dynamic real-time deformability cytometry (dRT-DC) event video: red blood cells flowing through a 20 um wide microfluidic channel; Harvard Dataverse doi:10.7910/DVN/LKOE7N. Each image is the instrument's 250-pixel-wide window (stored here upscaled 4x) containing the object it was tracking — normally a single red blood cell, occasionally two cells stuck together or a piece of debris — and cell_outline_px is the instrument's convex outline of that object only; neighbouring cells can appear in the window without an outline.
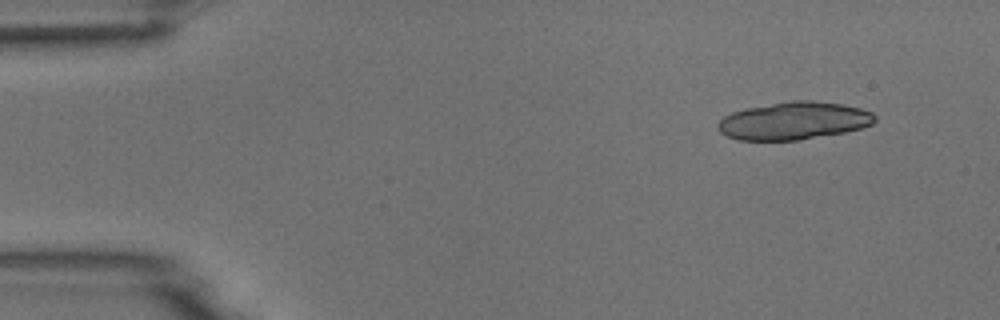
{"species": "common noctule bat (a hibernating species)", "species_latin": "Nyctalus noctula", "temperature_condition": "room temperature", "stored_images_in_passage": 7, "camera_frame_rate_fps": 3000, "um_per_image_px": 0.085, "animal": {"sex": "male", "body_mass_g": 18.8}, "frame": {"image": 1, "passage_image": 2, "time_ms": 1.0, "image_size_px": [1000, 320], "cell_outline_px": [[876, 120], [872, 124], [860, 128], [844, 132], [800, 140], [740, 140], [728, 136], [720, 132], [716, 128], [716, 124], [724, 116], [732, 112], [748, 108], [792, 100], [812, 100], [844, 104], [860, 108], [872, 112], [876, 116]], "centroid_in_image_um": [67.48, 10.26], "position_along_channel_um": 17.5, "area_um2": 34.45}}